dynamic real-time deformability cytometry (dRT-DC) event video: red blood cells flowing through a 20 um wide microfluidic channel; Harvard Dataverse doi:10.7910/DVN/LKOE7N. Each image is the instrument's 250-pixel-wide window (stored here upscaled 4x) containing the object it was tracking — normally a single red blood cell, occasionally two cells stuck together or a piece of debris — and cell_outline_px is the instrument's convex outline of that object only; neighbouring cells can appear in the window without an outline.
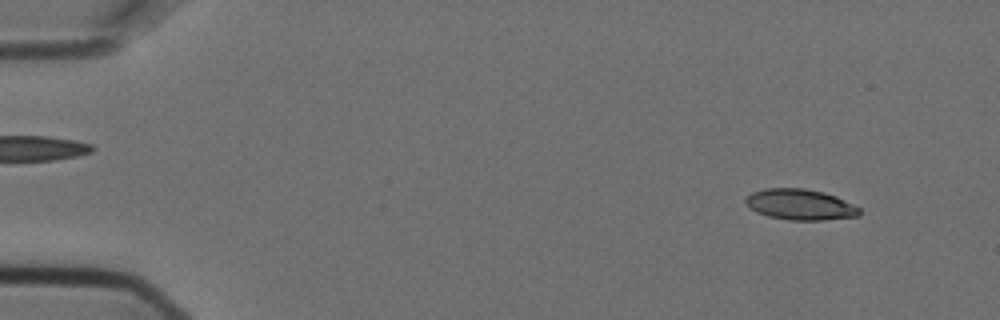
{"species": "Egyptian fruit bat (a non-hibernating species)", "species_latin": "Rousettus aegyptiacus", "temperature_condition": "cold", "stored_images_in_passage": 19, "camera_frame_rate_fps": 3000, "um_per_image_px": 0.085, "animal": {"sex": "female"}, "frame": {"image": 1, "passage_image": 5, "time_ms": 1.333, "image_size_px": [1000, 320], "cell_outline_px": [[860, 216], [824, 220], [788, 220], [768, 216], [756, 212], [744, 200], [752, 192], [764, 188], [804, 188], [824, 192], [836, 196], [860, 208]], "centroid_in_image_um": [68.03, 17.38], "position_along_channel_um": 17.0, "area_um2": 20.4}}
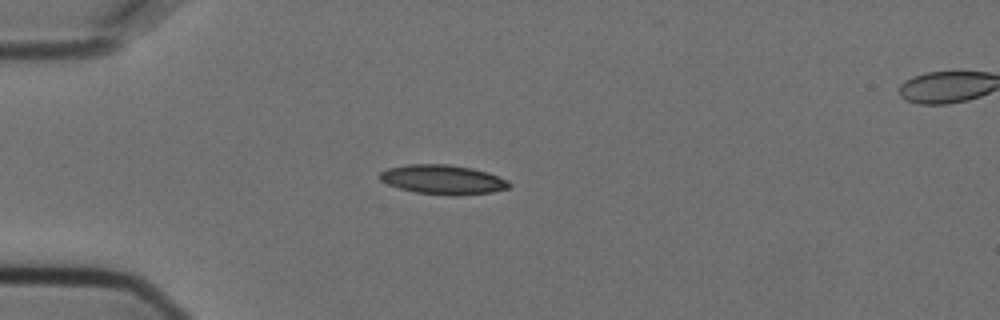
{"frame": {"image": 2, "passage_image": 15, "time_ms": 4.667, "image_size_px": [1000, 320], "cell_outline_px": [[512, 184], [508, 188], [492, 192], [416, 192], [400, 188], [388, 184], [380, 180], [380, 172], [388, 168], [408, 164], [448, 164], [472, 168], [488, 172], [508, 180]], "centroid_in_image_um": [37.62, 15.2], "position_along_channel_um": 47.4, "area_um2": 21.04}}